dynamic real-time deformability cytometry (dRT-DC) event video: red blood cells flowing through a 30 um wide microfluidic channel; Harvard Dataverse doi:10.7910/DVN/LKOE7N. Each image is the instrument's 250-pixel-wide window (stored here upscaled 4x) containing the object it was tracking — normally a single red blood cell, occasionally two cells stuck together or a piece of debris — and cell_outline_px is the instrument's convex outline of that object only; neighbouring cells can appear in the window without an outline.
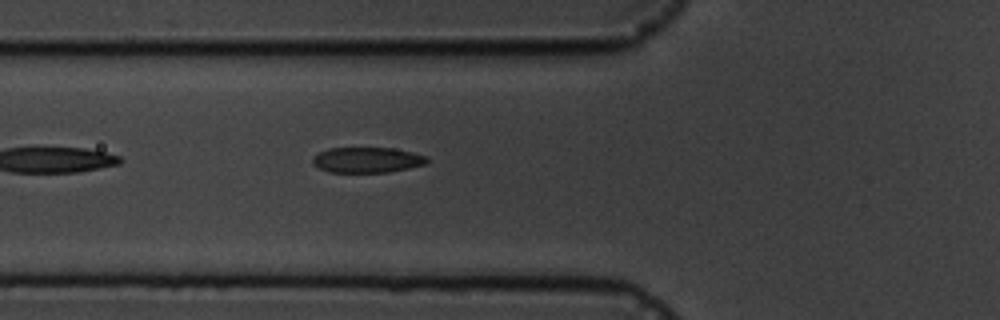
{"species": "common noctule bat (a hibernating species)", "species_latin": "Nyctalus noctula", "temperature_condition": "cold", "stored_images_in_passage": 6, "camera_frame_rate_fps": 3000, "um_per_image_px": 0.085, "animal": {"sex": "male", "body_mass_g": 19.5, "forearm_length_mm": 54.6}, "frame": {"image": 1, "passage_image": 6, "time_ms": 5.667, "image_size_px": [1000, 320], "cell_outline_px": [[428, 164], [388, 172], [328, 172], [312, 164], [312, 156], [328, 148], [392, 148], [412, 152], [428, 156]], "centroid_in_image_um": [31.21, 13.59], "position_along_channel_um": 94.6, "area_um2": 17.05}}